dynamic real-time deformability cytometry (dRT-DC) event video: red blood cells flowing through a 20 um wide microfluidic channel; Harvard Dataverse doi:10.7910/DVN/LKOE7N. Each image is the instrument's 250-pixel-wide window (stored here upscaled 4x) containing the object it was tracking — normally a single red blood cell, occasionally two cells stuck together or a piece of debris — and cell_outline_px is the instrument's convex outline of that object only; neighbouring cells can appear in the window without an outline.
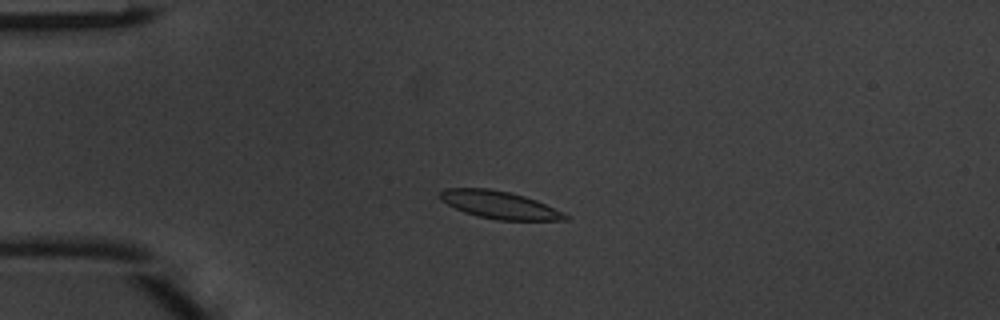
{"species": "common noctule bat (a hibernating species)", "species_latin": "Nyctalus noctula", "temperature_condition": "warm", "stored_images_in_passage": 50, "camera_frame_rate_fps": 3000, "um_per_image_px": 0.085, "animal": {"sex": "male", "body_mass_g": 20.1, "forearm_length_mm": 53.5}, "frame": {"image": 1, "passage_image": 13, "time_ms": 4.0, "image_size_px": [1000, 320], "cell_outline_px": [[568, 220], [496, 220], [476, 216], [464, 212], [440, 200], [440, 192], [444, 188], [488, 188], [508, 192], [524, 196], [536, 200], [564, 212], [568, 216]], "centroid_in_image_um": [42.45, 17.42], "position_along_channel_um": 42.6, "area_um2": 20.06}}
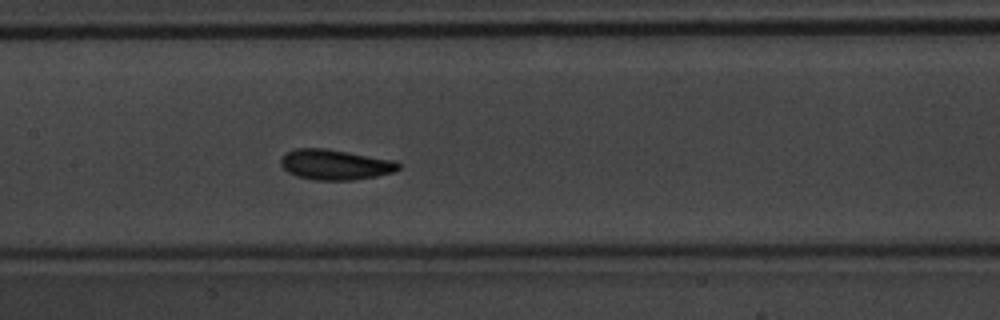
{"frame": {"image": 2, "passage_image": 25, "time_ms": 8.0, "image_size_px": [1000, 320], "cell_outline_px": [[400, 168], [396, 172], [376, 176], [352, 180], [312, 180], [296, 176], [288, 172], [280, 164], [280, 156], [284, 152], [296, 148], [328, 148], [396, 160], [400, 164]], "centroid_in_image_um": [28.48, 13.98], "position_along_channel_um": 178.9, "area_um2": 21.27}}
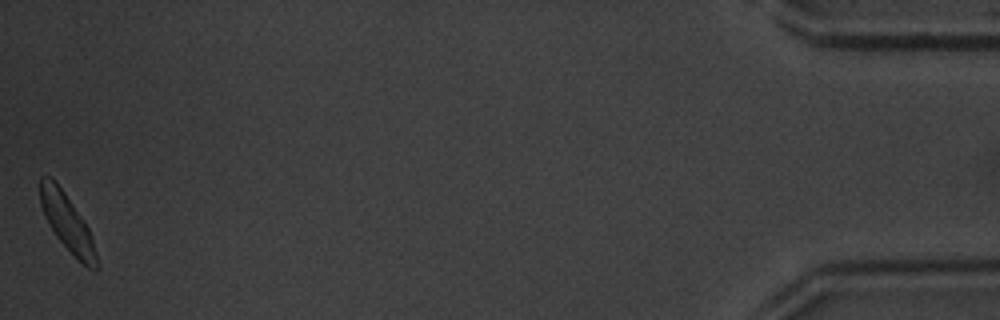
{"frame": {"image": 3, "passage_image": 50, "time_ms": 16.333, "image_size_px": [1000, 320], "cell_outline_px": [[100, 268], [96, 272], [88, 268], [56, 236], [48, 224], [44, 216], [40, 204], [40, 176], [48, 176], [64, 192], [84, 220], [92, 236]], "centroid_in_image_um": [5.73, 18.96], "position_along_channel_um": 429.5, "area_um2": 18.44}, "authors_computed_cell_mechanics": {"area_um2": 19.5364, "velocity_mm_per_s": 4.0937, "shape_relaxation_time_tau1_ms": 1.672, "shape_relaxation_time_tau2_ms": 3.1651, "deformation_change_tau1": 0.101, "deformation_change_tau2": 0.0865}}